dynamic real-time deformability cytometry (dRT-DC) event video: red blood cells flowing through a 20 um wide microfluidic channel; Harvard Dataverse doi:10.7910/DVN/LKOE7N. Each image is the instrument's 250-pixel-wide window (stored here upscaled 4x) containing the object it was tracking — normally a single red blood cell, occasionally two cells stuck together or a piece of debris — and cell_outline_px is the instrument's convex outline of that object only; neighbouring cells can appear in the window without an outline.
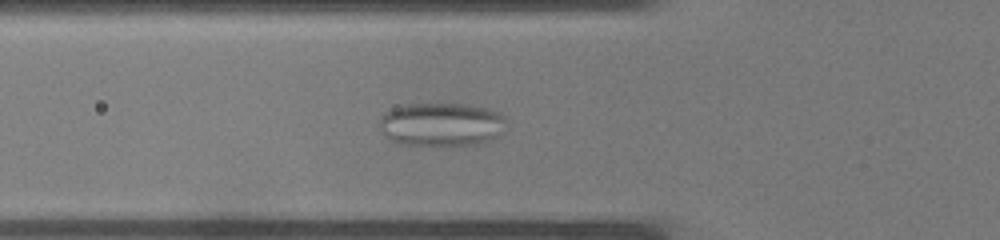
{"species": "common noctule bat (a hibernating species)", "species_latin": "Nyctalus noctula", "temperature_condition": "warm", "stored_images_in_passage": 36, "camera_frame_rate_fps": 3000, "um_per_image_px": 0.085, "animal": {"sex": "male", "body_mass_g": 19.0, "forearm_length_mm": 50.8}, "frame": {"image": 1, "passage_image": 12, "time_ms": 3.667, "image_size_px": [1000, 240], "cell_outline_px": [[504, 120], [500, 136], [480, 144], [400, 144], [392, 140], [380, 132], [380, 120], [384, 112], [392, 108], [404, 104], [468, 104], [488, 108], [500, 112], [504, 116]], "centroid_in_image_um": [37.51, 10.55], "position_along_channel_um": 88.3, "area_um2": 32.02}}
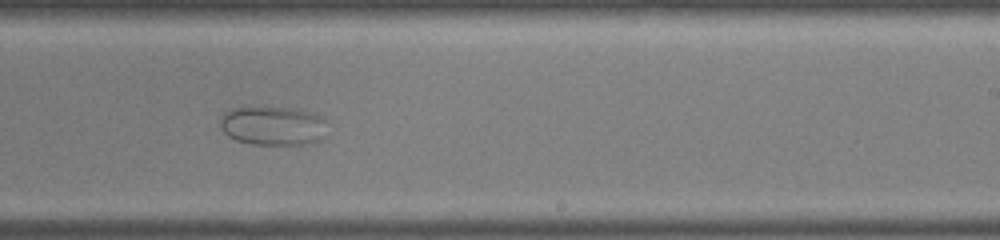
{"frame": {"image": 2, "passage_image": 22, "time_ms": 7.0, "image_size_px": [1000, 240], "cell_outline_px": [[328, 120], [324, 140], [316, 144], [252, 144], [236, 140], [228, 136], [220, 128], [220, 116], [224, 112], [232, 108], [252, 104], [292, 108], [324, 116]], "centroid_in_image_um": [23.22, 10.65], "position_along_channel_um": 265.8, "area_um2": 25.66}}
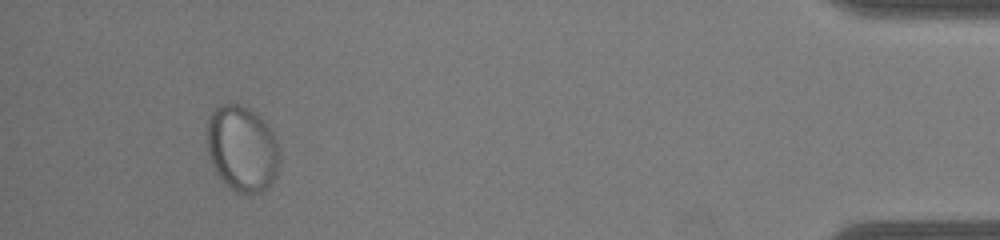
{"frame": {"image": 3, "passage_image": 34, "time_ms": 11.0, "image_size_px": [1000, 240], "cell_outline_px": [[280, 160], [276, 176], [260, 192], [248, 196], [244, 196], [236, 192], [224, 184], [216, 172], [212, 164], [208, 152], [208, 116], [220, 104], [240, 104], [252, 108], [272, 128], [280, 152]], "centroid_in_image_um": [20.6, 12.63], "position_along_channel_um": 414.6, "area_um2": 36.93}}